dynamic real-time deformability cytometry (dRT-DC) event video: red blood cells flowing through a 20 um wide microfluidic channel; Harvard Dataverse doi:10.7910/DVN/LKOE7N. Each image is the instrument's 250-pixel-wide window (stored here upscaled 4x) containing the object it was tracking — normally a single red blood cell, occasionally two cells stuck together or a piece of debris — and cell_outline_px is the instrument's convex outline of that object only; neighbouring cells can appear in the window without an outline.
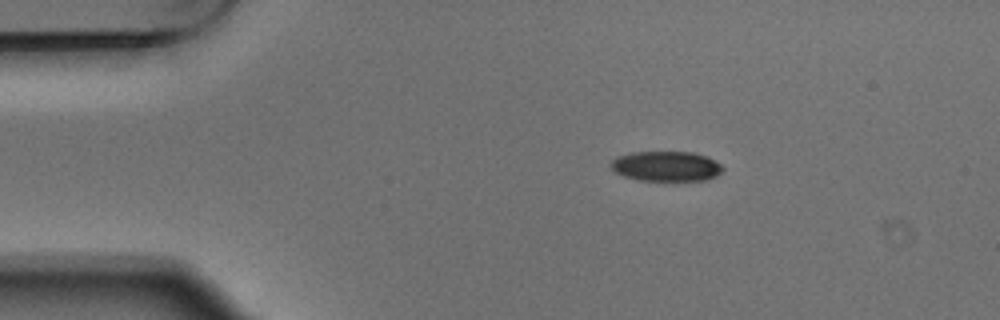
{"species": "Egyptian fruit bat (a non-hibernating species)", "species_latin": "Rousettus aegyptiacus", "temperature_condition": "warm", "stored_images_in_passage": 5, "segment_of_instrument_passage": [2, 2], "camera_frame_rate_fps": 3000, "um_per_image_px": 0.085, "animal": {"sex": "male"}, "frame": {"image": 1, "passage_image": 5, "time_ms": 1.333, "image_size_px": [1000, 320], "cell_outline_px": [[724, 168], [716, 176], [704, 180], [640, 180], [624, 176], [616, 172], [608, 164], [616, 156], [632, 152], [692, 152], [716, 160]], "centroid_in_image_um": [56.6, 14.12], "position_along_channel_um": 28.4, "area_um2": 19.48}}